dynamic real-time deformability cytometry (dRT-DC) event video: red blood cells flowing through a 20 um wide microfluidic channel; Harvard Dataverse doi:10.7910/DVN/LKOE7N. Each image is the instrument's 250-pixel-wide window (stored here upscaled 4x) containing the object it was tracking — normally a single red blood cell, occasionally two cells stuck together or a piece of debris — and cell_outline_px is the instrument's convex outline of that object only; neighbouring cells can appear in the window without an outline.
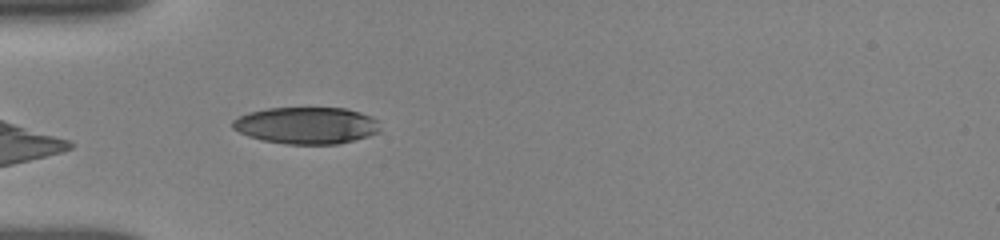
{"species": "human", "species_latin": "Homo sapiens", "temperature_condition": "room temperature", "stored_images_in_passage": 11, "camera_frame_rate_fps": 3000, "um_per_image_px": 0.085, "donor": {"sex": "female"}, "frame": {"image": 1, "passage_image": 1, "time_ms": 0.0, "image_size_px": [1000, 240], "cell_outline_px": [[380, 132], [368, 136], [336, 144], [284, 144], [260, 140], [248, 136], [232, 128], [232, 120], [248, 112], [268, 108], [344, 108], [360, 112], [372, 116], [376, 120], [380, 128]], "centroid_in_image_um": [26.03, 10.66], "position_along_channel_um": 59.0, "area_um2": 31.73}}
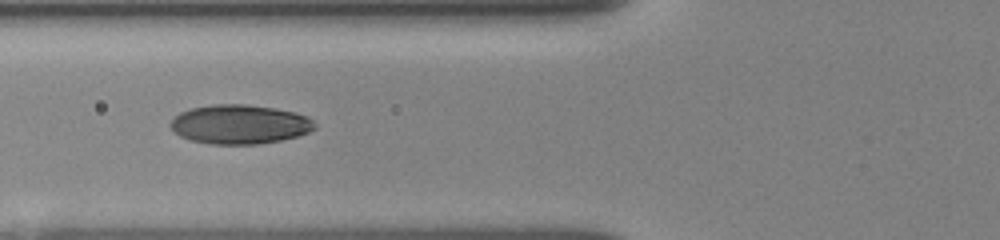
{"frame": {"image": 2, "passage_image": 4, "time_ms": 1.333, "image_size_px": [1000, 240], "cell_outline_px": [[316, 128], [308, 132], [296, 136], [280, 140], [260, 144], [212, 144], [188, 140], [180, 136], [168, 124], [180, 112], [192, 108], [212, 104], [244, 104], [272, 108], [296, 112], [308, 116], [316, 124]], "centroid_in_image_um": [20.37, 10.57], "position_along_channel_um": 105.4, "area_um2": 32.95}}
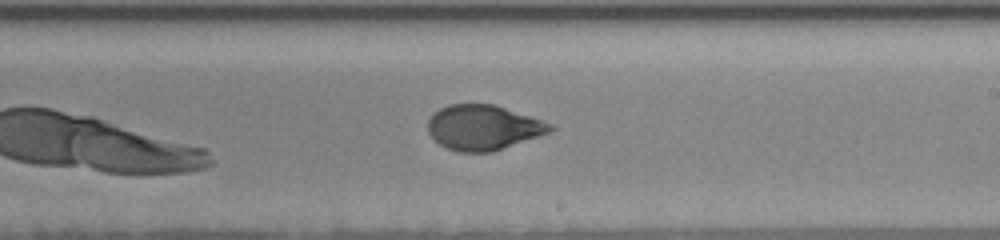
{"frame": {"image": 3, "passage_image": 11, "time_ms": 5.0, "image_size_px": [1000, 240], "cell_outline_px": [[556, 128], [552, 132], [492, 152], [456, 152], [440, 144], [428, 132], [428, 120], [440, 108], [448, 104], [492, 104], [544, 120], [552, 124]], "centroid_in_image_um": [41.12, 10.84], "position_along_channel_um": 247.9, "area_um2": 32.08}}